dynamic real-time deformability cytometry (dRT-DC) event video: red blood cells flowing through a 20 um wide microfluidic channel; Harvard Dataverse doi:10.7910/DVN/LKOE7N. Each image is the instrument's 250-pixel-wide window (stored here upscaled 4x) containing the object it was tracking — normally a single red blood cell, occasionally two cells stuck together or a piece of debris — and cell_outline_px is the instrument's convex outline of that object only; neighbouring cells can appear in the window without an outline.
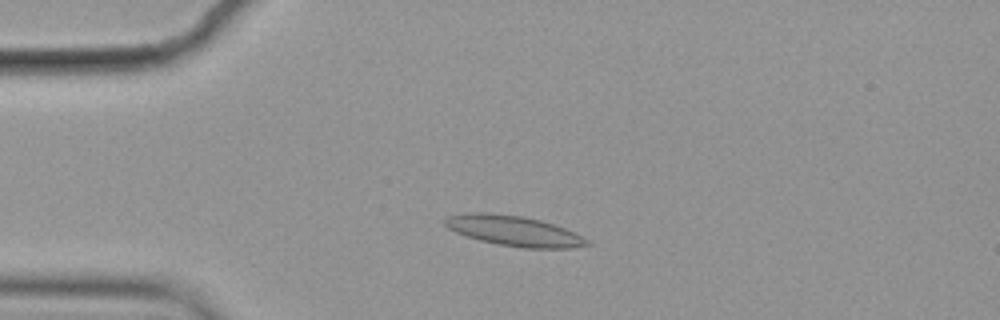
{"species": "common noctule bat (a hibernating species)", "species_latin": "Nyctalus noctula", "temperature_condition": "cold", "stored_images_in_passage": 49, "camera_frame_rate_fps": 3000, "um_per_image_px": 0.085, "animal": {"sex": "female", "body_mass_g": 19.9}, "frame": {"image": 1, "passage_image": 6, "time_ms": 1.667, "image_size_px": [1000, 320], "cell_outline_px": [[592, 244], [572, 248], [524, 248], [500, 244], [480, 240], [456, 232], [448, 228], [444, 224], [444, 220], [448, 216], [464, 212], [488, 212], [524, 216], [540, 220], [564, 228], [588, 240]], "centroid_in_image_um": [43.65, 19.61], "position_along_channel_um": 41.3, "area_um2": 24.85}}
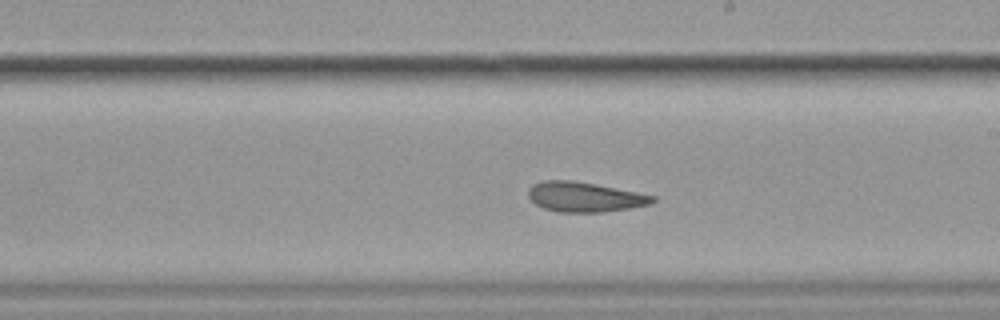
{"frame": {"image": 2, "passage_image": 25, "time_ms": 8.0, "image_size_px": [1000, 320], "cell_outline_px": [[656, 200], [652, 204], [628, 208], [600, 212], [556, 212], [544, 208], [536, 204], [528, 196], [528, 188], [532, 184], [544, 180], [572, 180], [596, 184], [656, 196]], "centroid_in_image_um": [49.68, 16.73], "position_along_channel_um": 239.3, "area_um2": 21.62}}
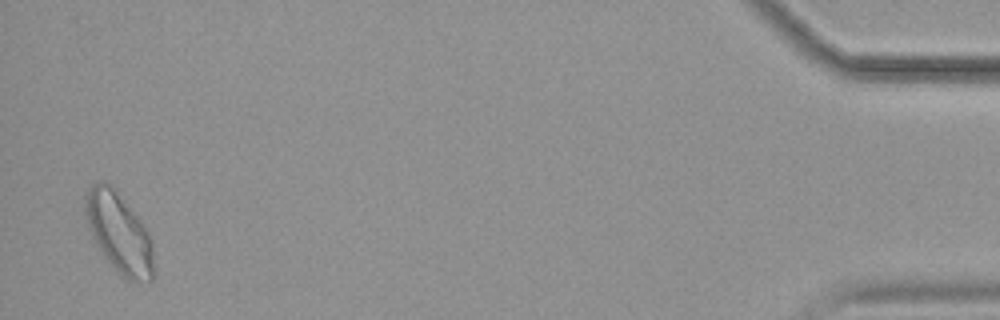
{"frame": {"image": 3, "passage_image": 48, "time_ms": 15.667, "image_size_px": [1000, 320], "cell_outline_px": [[156, 272], [152, 280], [128, 280], [120, 276], [100, 252], [88, 228], [84, 212], [84, 196], [88, 188], [92, 184], [100, 180], [104, 180], [112, 184], [120, 192], [148, 232], [152, 244], [156, 268]], "centroid_in_image_um": [10.11, 19.76], "position_along_channel_um": 425.1, "area_um2": 32.71}, "authors_computed_cell_mechanics": {"area_um2": 23.6402, "velocity_mm_per_s": 3.5257, "shape_relaxation_time_tau1_ms": null, "shape_relaxation_time_tau2_ms": 3.8382, "deformation_change_tau1": null, "deformation_change_tau2": 0.1067}}